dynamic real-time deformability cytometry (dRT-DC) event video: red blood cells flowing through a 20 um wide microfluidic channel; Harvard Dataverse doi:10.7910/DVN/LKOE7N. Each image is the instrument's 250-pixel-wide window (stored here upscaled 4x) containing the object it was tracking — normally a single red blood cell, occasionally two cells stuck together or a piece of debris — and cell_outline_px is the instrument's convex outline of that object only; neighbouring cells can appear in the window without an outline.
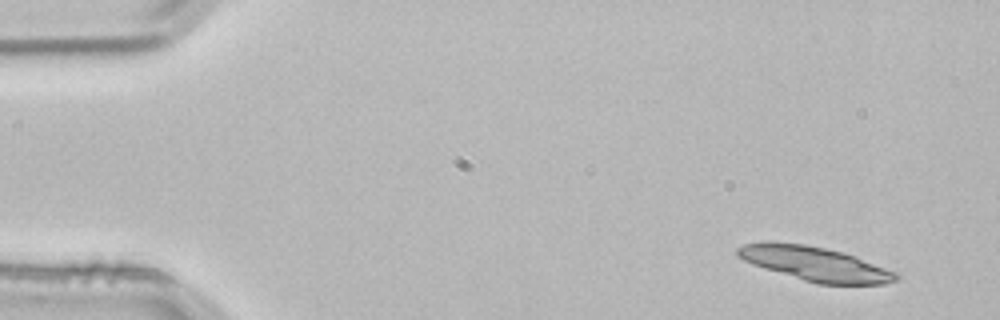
{"species": "common noctule bat (a hibernating species)", "species_latin": "Nyctalus noctula", "temperature_condition": "room temperature", "stored_images_in_passage": 3, "camera_frame_rate_fps": 3000, "um_per_image_px": 0.085, "animal": {"sex": "male", "body_mass_g": 21.5, "forearm_length_mm": 52.0}, "frame": {"image": 1, "passage_image": 1, "time_ms": 0.0, "image_size_px": [1000, 320], "cell_outline_px": [[900, 276], [896, 280], [884, 284], [816, 284], [764, 268], [752, 264], [736, 256], [736, 248], [744, 244], [804, 244], [844, 252], [856, 256], [896, 272]], "centroid_in_image_um": [69.34, 22.45], "position_along_channel_um": 15.7, "area_um2": 30.92}}